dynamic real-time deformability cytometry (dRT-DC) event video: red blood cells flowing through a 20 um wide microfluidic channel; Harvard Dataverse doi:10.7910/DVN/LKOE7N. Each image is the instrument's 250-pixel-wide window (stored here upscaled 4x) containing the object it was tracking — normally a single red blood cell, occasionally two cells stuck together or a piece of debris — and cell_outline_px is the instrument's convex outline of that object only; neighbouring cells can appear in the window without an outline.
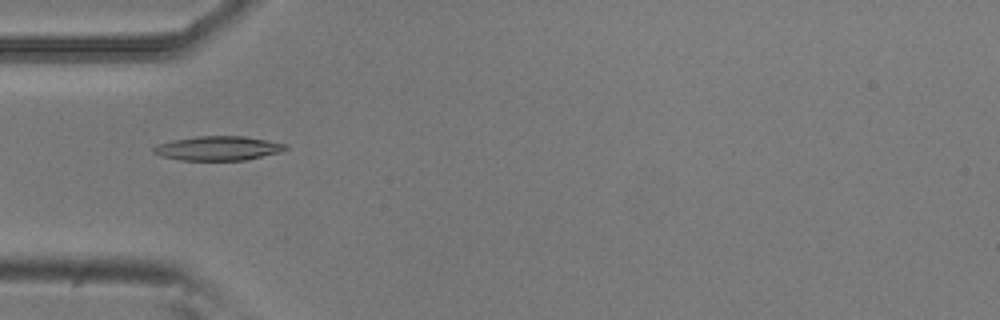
{"species": "common noctule bat (a hibernating species)", "species_latin": "Nyctalus noctula", "temperature_condition": "room temperature", "stored_images_in_passage": 55, "camera_frame_rate_fps": 3000, "um_per_image_px": 0.085, "animal": {"sex": "male", "body_mass_g": 20.5, "forearm_length_mm": 52.5}, "frame": {"image": 1, "passage_image": 17, "time_ms": 5.333, "image_size_px": [1000, 320], "cell_outline_px": [[288, 148], [280, 152], [244, 160], [180, 160], [160, 156], [152, 152], [152, 148], [156, 144], [172, 140], [196, 136], [244, 136], [288, 144]], "centroid_in_image_um": [18.5, 12.6], "position_along_channel_um": 66.5, "area_um2": 18.73}}
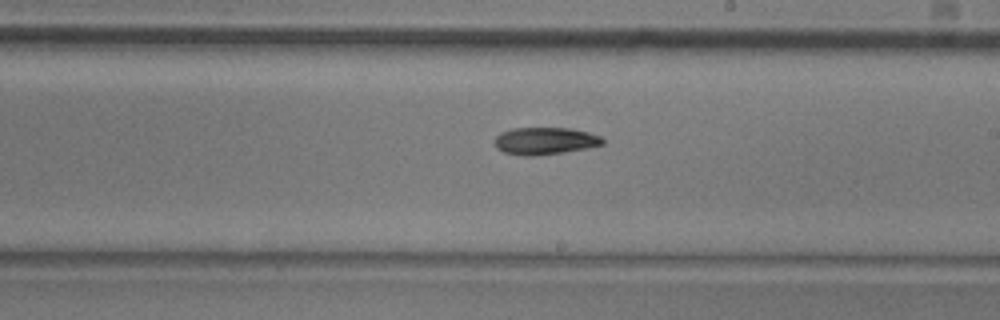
{"frame": {"image": 2, "passage_image": 31, "time_ms": 10.0, "image_size_px": [1000, 320], "cell_outline_px": [[604, 144], [564, 152], [532, 156], [524, 156], [504, 152], [496, 148], [496, 136], [500, 132], [512, 128], [568, 128], [588, 132], [600, 136], [604, 140]], "centroid_in_image_um": [46.3, 11.97], "position_along_channel_um": 242.7, "area_um2": 16.99}}
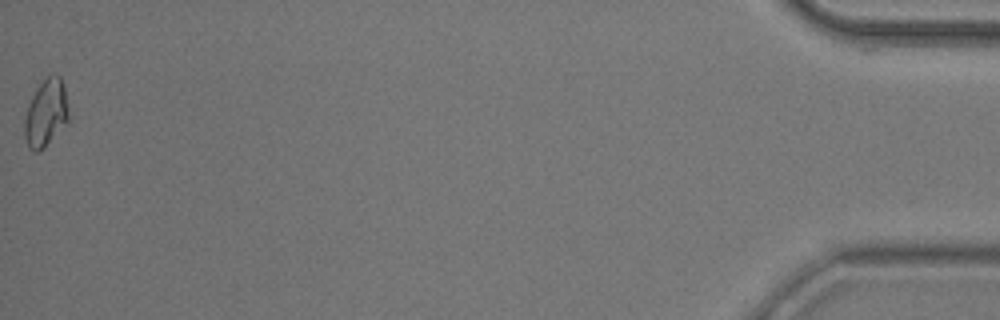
{"frame": {"image": 3, "passage_image": 54, "time_ms": 17.667, "image_size_px": [1000, 320], "cell_outline_px": [[68, 120], [44, 148], [36, 152], [32, 152], [28, 148], [24, 136], [24, 120], [32, 96], [36, 88], [52, 72], [56, 72], [60, 76], [64, 88], [68, 108]], "centroid_in_image_um": [3.89, 9.61], "position_along_channel_um": 431.3, "area_um2": 17.17}, "authors_computed_cell_mechanics": {"area_um2": 17.051, "velocity_mm_per_s": 3.7634, "shape_relaxation_time_tau1_ms": 6.9317, "shape_relaxation_time_tau2_ms": null, "deformation_change_tau1": 0.1662, "deformation_change_tau2": null}}